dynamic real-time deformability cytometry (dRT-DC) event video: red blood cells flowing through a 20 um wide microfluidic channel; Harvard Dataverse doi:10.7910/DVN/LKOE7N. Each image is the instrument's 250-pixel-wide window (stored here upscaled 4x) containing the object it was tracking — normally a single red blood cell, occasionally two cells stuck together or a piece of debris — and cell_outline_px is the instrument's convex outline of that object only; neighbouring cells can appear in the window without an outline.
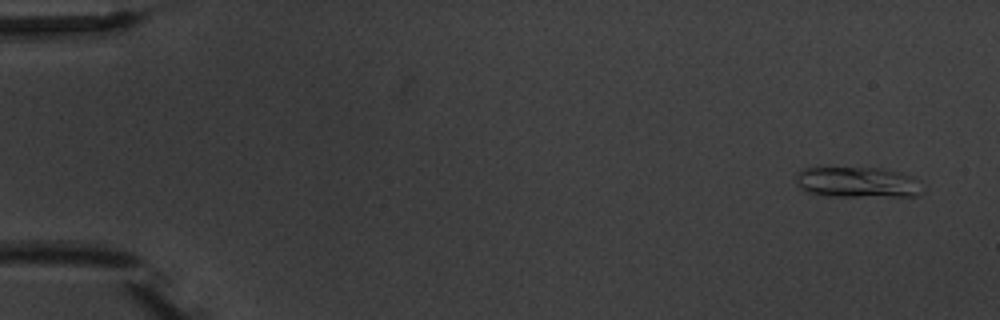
{"species": "common noctule bat (a hibernating species)", "species_latin": "Nyctalus noctula", "temperature_condition": "warm", "stored_images_in_passage": 4, "camera_frame_rate_fps": 3000, "um_per_image_px": 0.085, "animal": {"sex": "male", "body_mass_g": 20.1, "forearm_length_mm": 53.5}, "frame": {"image": 1, "passage_image": 1, "time_ms": 0.0, "image_size_px": [1000, 320], "cell_outline_px": [[924, 192], [920, 196], [824, 196], [800, 188], [796, 180], [796, 172], [804, 168], [880, 168], [900, 172], [916, 176], [920, 180]], "centroid_in_image_um": [72.98, 15.49], "position_along_channel_um": 12.0, "area_um2": 22.89}}